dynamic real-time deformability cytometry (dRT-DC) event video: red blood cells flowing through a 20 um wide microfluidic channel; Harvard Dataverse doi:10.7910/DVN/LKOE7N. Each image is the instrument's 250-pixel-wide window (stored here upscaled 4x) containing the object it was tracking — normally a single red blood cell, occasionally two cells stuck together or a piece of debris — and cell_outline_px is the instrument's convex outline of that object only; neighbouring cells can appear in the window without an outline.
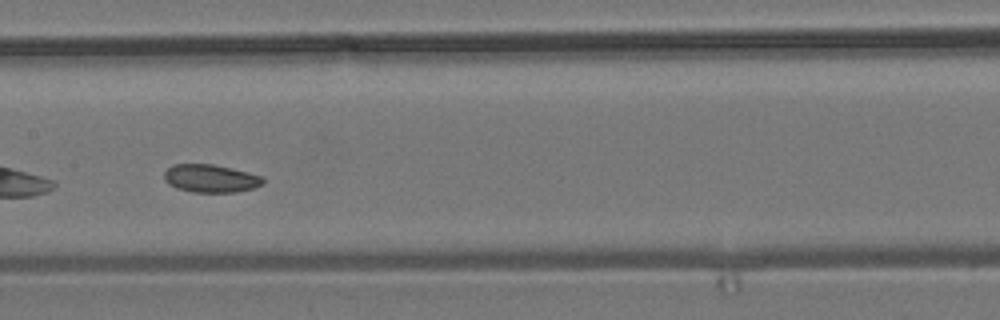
{"species": "common noctule bat (a hibernating species)", "species_latin": "Nyctalus noctula", "temperature_condition": "room temperature", "stored_images_in_passage": 36, "camera_frame_rate_fps": 3000, "um_per_image_px": 0.085, "animal": {"sex": "male", "body_mass_g": 19.2, "forearm_length_mm": 51.8}, "frame": {"image": 1, "passage_image": 11, "time_ms": 3.333, "image_size_px": [1000, 320], "cell_outline_px": [[264, 184], [252, 188], [236, 192], [192, 192], [176, 188], [168, 184], [164, 180], [164, 172], [172, 164], [212, 164], [232, 168], [264, 176]], "centroid_in_image_um": [17.9, 15.16], "position_along_channel_um": 189.5, "area_um2": 16.24}}
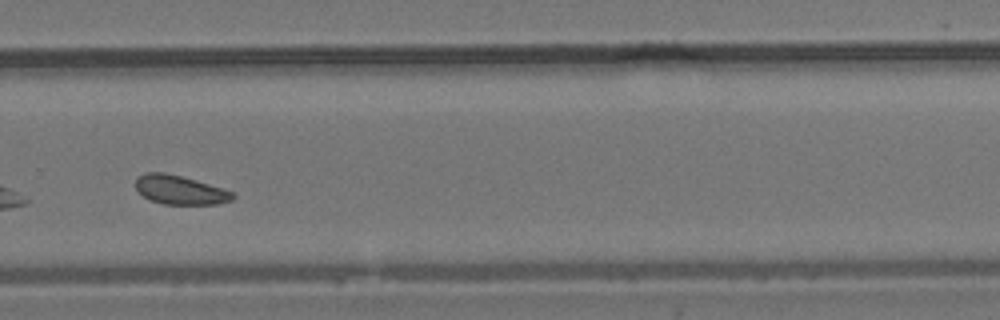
{"frame": {"image": 2, "passage_image": 21, "time_ms": 6.667, "image_size_px": [1000, 320], "cell_outline_px": [[236, 196], [232, 200], [216, 204], [164, 204], [148, 200], [136, 188], [136, 176], [144, 172], [164, 172], [196, 180], [232, 192]], "centroid_in_image_um": [15.25, 16.14], "position_along_channel_um": 314.5, "area_um2": 16.3}}